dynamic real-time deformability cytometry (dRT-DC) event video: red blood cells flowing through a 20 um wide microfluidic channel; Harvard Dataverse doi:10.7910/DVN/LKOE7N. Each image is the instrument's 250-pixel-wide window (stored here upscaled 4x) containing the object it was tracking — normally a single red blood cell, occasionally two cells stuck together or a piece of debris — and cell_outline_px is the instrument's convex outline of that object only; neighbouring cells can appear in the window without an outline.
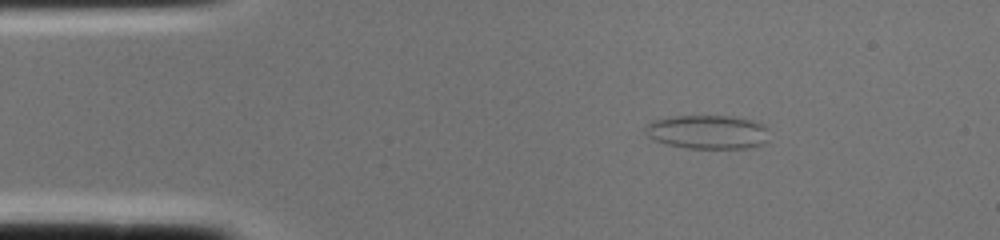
{"species": "common noctule bat (a hibernating species)", "species_latin": "Nyctalus noctula", "temperature_condition": "cold", "stored_images_in_passage": 1, "camera_frame_rate_fps": 3000, "um_per_image_px": 0.085, "animal": {"sex": "female", "body_mass_g": 22.0, "forearm_length_mm": 56.7}, "frame": {"image": 1, "passage_image": 1, "time_ms": 0.0, "image_size_px": [1000, 240], "cell_outline_px": [[768, 140], [760, 144], [744, 148], [688, 148], [668, 144], [656, 140], [648, 136], [644, 128], [652, 120], [676, 116], [732, 116], [752, 120], [764, 124], [768, 128]], "centroid_in_image_um": [60.17, 11.21], "position_along_channel_um": 24.8, "area_um2": 24.33}}